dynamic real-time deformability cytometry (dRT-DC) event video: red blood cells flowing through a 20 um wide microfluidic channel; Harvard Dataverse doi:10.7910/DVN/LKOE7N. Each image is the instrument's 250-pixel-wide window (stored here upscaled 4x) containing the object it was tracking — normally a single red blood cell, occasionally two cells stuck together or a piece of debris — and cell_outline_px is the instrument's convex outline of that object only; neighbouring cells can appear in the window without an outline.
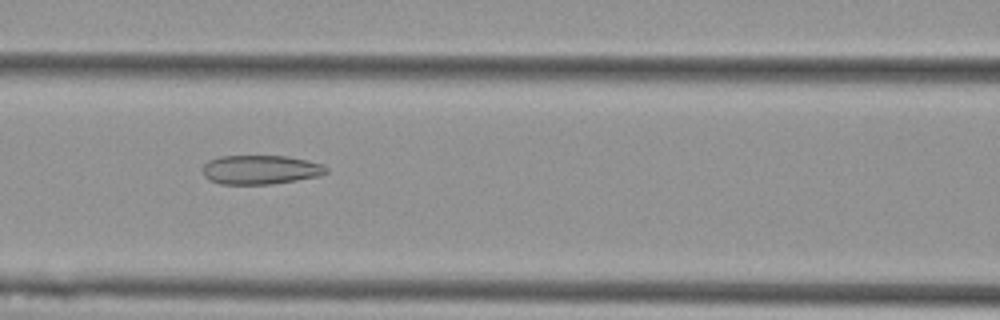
{"species": "Egyptian fruit bat (a non-hibernating species)", "species_latin": "Rousettus aegyptiacus", "temperature_condition": "cold", "stored_images_in_passage": 7, "camera_frame_rate_fps": 3000, "um_per_image_px": 0.085, "animal": {"sex": "female"}, "frame": {"image": 1, "passage_image": 3, "time_ms": 0.667, "image_size_px": [1000, 320], "cell_outline_px": [[328, 172], [320, 176], [296, 180], [268, 184], [220, 184], [208, 180], [204, 176], [204, 164], [208, 160], [220, 156], [288, 156], [308, 160], [324, 164], [328, 168]], "centroid_in_image_um": [22.17, 14.42], "position_along_channel_um": 144.4, "area_um2": 21.1}}
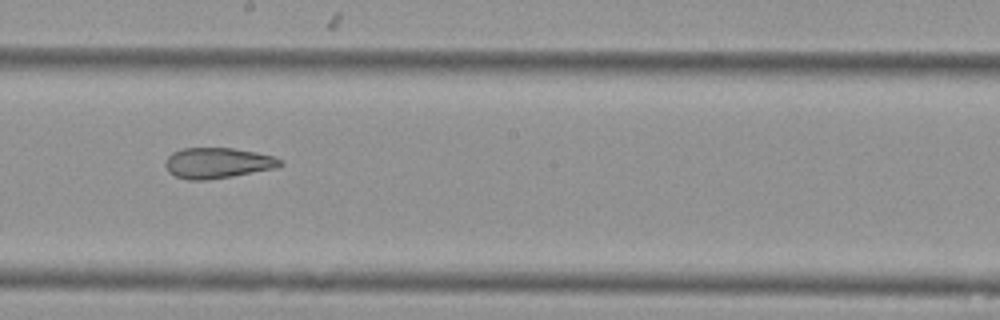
{"frame": {"image": 2, "passage_image": 5, "time_ms": 1.333, "image_size_px": [1000, 320], "cell_outline_px": [[284, 164], [276, 168], [232, 176], [208, 180], [188, 180], [176, 176], [168, 172], [164, 164], [164, 160], [172, 152], [184, 148], [232, 148], [256, 152], [276, 156], [284, 160]], "centroid_in_image_um": [18.51, 13.85], "position_along_channel_um": 229.7, "area_um2": 20.75}}
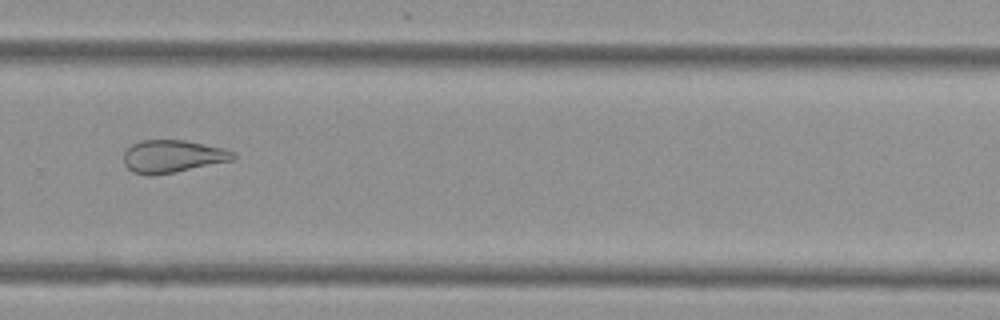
{"frame": {"image": 3, "passage_image": 7, "time_ms": 2.0, "image_size_px": [1000, 320], "cell_outline_px": [[236, 160], [176, 172], [152, 176], [144, 176], [132, 172], [124, 164], [124, 152], [132, 144], [140, 140], [184, 140], [224, 148], [236, 152]], "centroid_in_image_um": [14.69, 13.3], "position_along_channel_um": 315.1, "area_um2": 21.21}}